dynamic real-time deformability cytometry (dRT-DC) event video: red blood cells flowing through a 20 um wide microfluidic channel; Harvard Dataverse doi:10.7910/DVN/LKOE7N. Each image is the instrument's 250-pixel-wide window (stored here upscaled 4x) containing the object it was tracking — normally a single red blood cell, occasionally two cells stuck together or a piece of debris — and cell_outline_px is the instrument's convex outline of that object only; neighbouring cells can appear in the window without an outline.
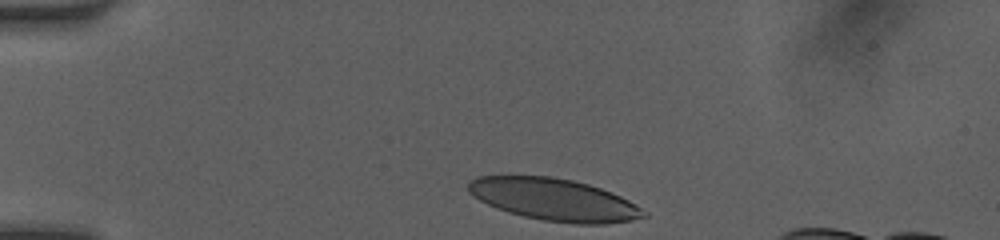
{"species": "human", "species_latin": "Homo sapiens", "temperature_condition": "room temperature", "stored_images_in_passage": 32, "camera_frame_rate_fps": 3000, "um_per_image_px": 0.085, "donor": {"sex": "female"}, "frame": {"image": 1, "passage_image": 1, "time_ms": 0.0, "image_size_px": [1000, 240], "cell_outline_px": [[648, 216], [632, 220], [604, 224], [572, 224], [544, 220], [524, 216], [508, 212], [496, 208], [472, 196], [468, 192], [468, 180], [476, 176], [552, 176], [572, 180], [588, 184], [612, 192], [636, 204], [648, 212]], "centroid_in_image_um": [47.1, 16.96], "position_along_channel_um": 37.9, "area_um2": 43.23}}
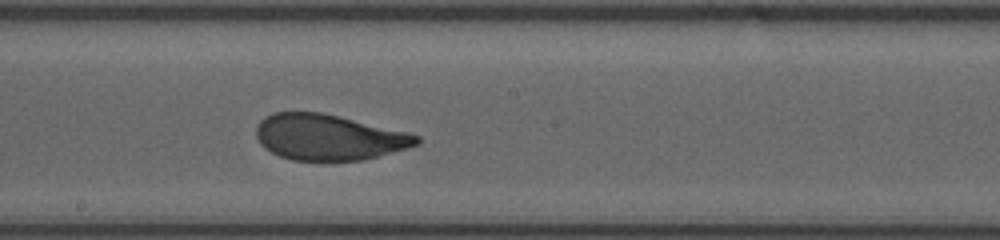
{"frame": {"image": 2, "passage_image": 18, "time_ms": 5.667, "image_size_px": [1000, 240], "cell_outline_px": [[420, 144], [364, 160], [292, 160], [280, 156], [264, 148], [260, 144], [256, 136], [256, 124], [264, 116], [272, 112], [320, 112], [340, 116], [408, 132], [420, 136]], "centroid_in_image_um": [27.91, 11.65], "position_along_channel_um": 220.3, "area_um2": 42.89}}
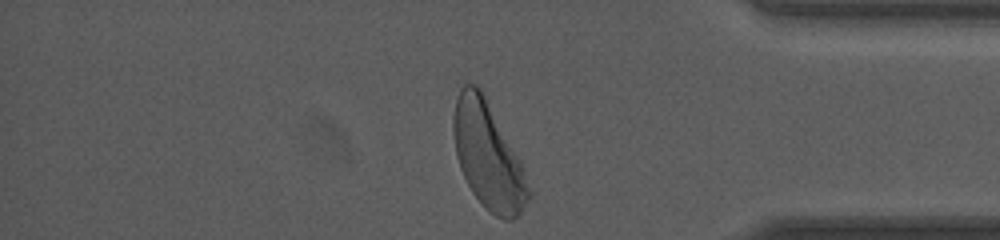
{"frame": {"image": 3, "passage_image": 32, "time_ms": 10.333, "image_size_px": [1000, 240], "cell_outline_px": [[532, 196], [520, 212], [512, 220], [504, 220], [496, 216], [472, 192], [460, 168], [456, 156], [452, 132], [452, 116], [456, 96], [460, 88], [464, 84], [476, 84], [484, 92], [520, 160], [532, 192]], "centroid_in_image_um": [41.47, 13.18], "position_along_channel_um": 393.7, "area_um2": 46.7}, "authors_computed_cell_mechanics": {"area_um2": 43.639, "velocity_mm_per_s": 4.1193, "shape_relaxation_time_tau1_ms": 3.0184, "shape_relaxation_time_tau2_ms": null, "deformation_change_tau1": 0.1548, "deformation_change_tau2": null}}